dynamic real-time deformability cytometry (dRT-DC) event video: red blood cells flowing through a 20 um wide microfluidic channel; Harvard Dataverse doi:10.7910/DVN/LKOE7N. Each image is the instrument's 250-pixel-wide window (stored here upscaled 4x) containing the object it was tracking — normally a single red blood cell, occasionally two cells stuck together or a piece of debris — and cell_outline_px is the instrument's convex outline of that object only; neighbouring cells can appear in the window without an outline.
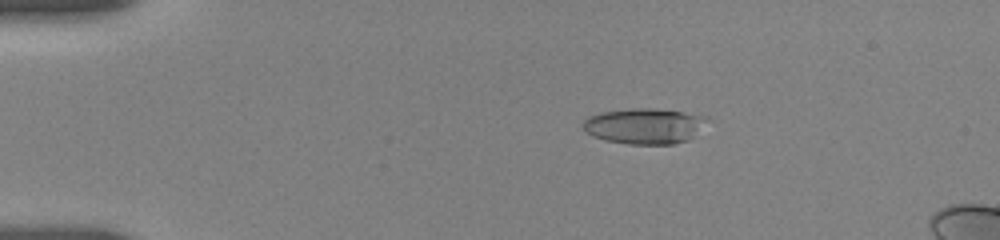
{"species": "human", "species_latin": "Homo sapiens", "temperature_condition": "room temperature", "stored_images_in_passage": 18, "camera_frame_rate_fps": 3000, "um_per_image_px": 0.085, "donor": {"sex": "female"}, "frame": {"image": 1, "passage_image": 4, "time_ms": 3.333, "image_size_px": [1000, 240], "cell_outline_px": [[712, 120], [688, 140], [672, 144], [628, 144], [604, 140], [592, 136], [584, 128], [584, 120], [588, 116], [600, 112], [632, 108], [652, 108], [708, 116]], "centroid_in_image_um": [54.81, 10.7], "position_along_channel_um": 30.2, "area_um2": 25.89}}
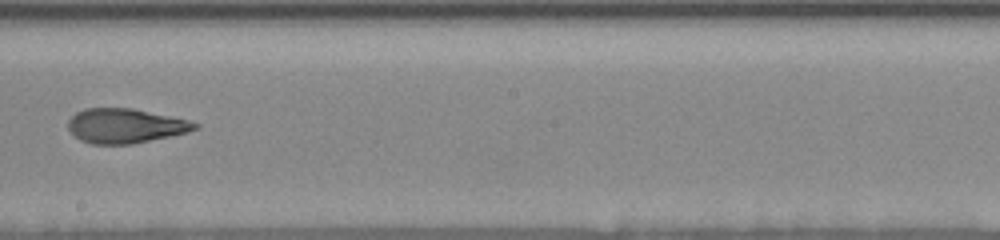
{"frame": {"image": 2, "passage_image": 11, "time_ms": 10.667, "image_size_px": [1000, 240], "cell_outline_px": [[200, 128], [188, 132], [132, 144], [92, 144], [80, 140], [68, 128], [68, 120], [76, 112], [84, 108], [132, 108], [188, 120], [200, 124]], "centroid_in_image_um": [10.65, 10.69], "position_along_channel_um": 237.5, "area_um2": 25.43}}
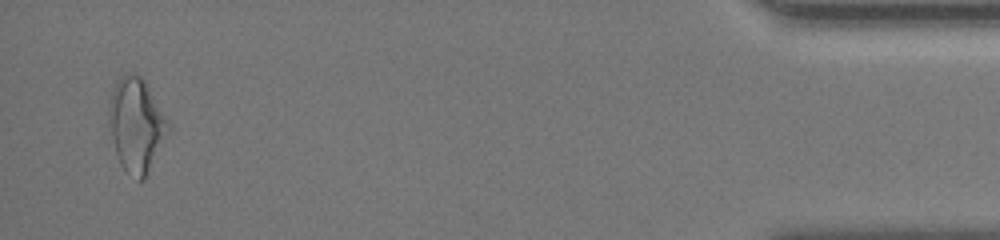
{"frame": {"image": 3, "passage_image": 18, "time_ms": 17.667, "image_size_px": [1000, 240], "cell_outline_px": [[168, 132], [144, 180], [140, 180], [124, 168], [120, 164], [116, 152], [112, 136], [108, 108], [112, 88], [120, 76], [140, 76], [144, 80], [168, 120]], "centroid_in_image_um": [11.58, 10.61], "position_along_channel_um": 423.6, "area_um2": 31.27}, "authors_computed_cell_mechanics": {"area_um2": 26.3568, "velocity_mm_per_s": 3.708, "shape_relaxation_time_tau1_ms": 6.3451, "shape_relaxation_time_tau2_ms": 2.2624, "deformation_change_tau1": 0.2129, "deformation_change_tau2": 0.099}}